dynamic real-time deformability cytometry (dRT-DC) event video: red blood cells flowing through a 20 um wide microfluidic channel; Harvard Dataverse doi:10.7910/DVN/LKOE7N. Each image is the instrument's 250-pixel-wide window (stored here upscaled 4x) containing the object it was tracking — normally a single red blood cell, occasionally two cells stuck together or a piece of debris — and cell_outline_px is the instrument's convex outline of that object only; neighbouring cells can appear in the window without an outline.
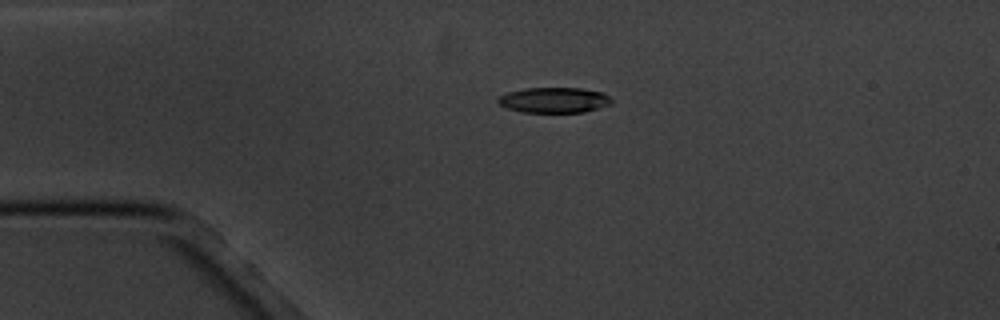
{"species": "common noctule bat (a hibernating species)", "species_latin": "Nyctalus noctula", "temperature_condition": "cold", "stored_images_in_passage": 2, "camera_frame_rate_fps": 3000, "um_per_image_px": 0.085, "animal": {"sex": "male", "body_mass_g": 20.1, "forearm_length_mm": 53.5}, "frame": {"image": 1, "passage_image": 1, "time_ms": 0.0, "image_size_px": [1000, 320], "cell_outline_px": [[612, 104], [584, 112], [524, 112], [508, 108], [496, 104], [496, 100], [500, 96], [508, 92], [524, 88], [580, 88], [604, 92], [612, 100]], "centroid_in_image_um": [47.09, 8.5], "position_along_channel_um": 37.9, "area_um2": 16.88}}